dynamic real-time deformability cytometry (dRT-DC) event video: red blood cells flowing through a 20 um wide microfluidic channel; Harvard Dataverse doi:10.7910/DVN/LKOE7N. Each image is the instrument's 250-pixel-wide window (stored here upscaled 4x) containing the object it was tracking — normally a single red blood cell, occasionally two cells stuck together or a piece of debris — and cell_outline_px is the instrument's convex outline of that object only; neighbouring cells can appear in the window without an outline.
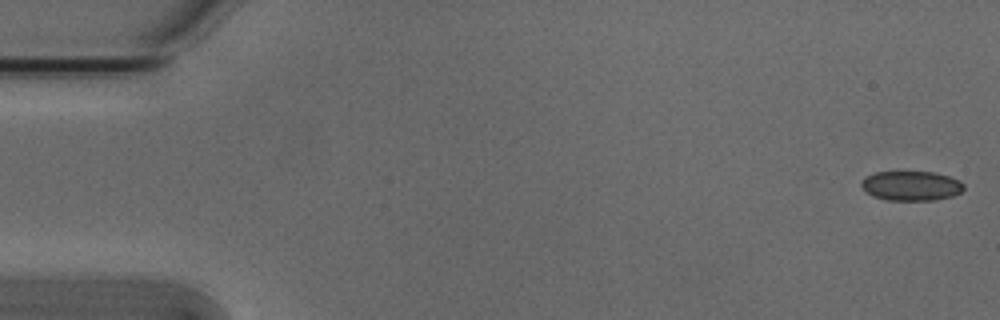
{"species": "Egyptian fruit bat (a non-hibernating species)", "species_latin": "Rousettus aegyptiacus", "temperature_condition": "cold", "stored_images_in_passage": 8, "camera_frame_rate_fps": 3000, "um_per_image_px": 0.085, "animal": {"sex": "male"}, "frame": {"image": 1, "passage_image": 1, "time_ms": 0.0, "image_size_px": [1000, 320], "cell_outline_px": [[964, 188], [960, 192], [952, 196], [932, 200], [884, 200], [872, 196], [860, 184], [860, 180], [864, 176], [876, 172], [936, 172], [960, 180], [964, 184]], "centroid_in_image_um": [77.43, 15.79], "position_along_channel_um": 7.6, "area_um2": 17.74}}